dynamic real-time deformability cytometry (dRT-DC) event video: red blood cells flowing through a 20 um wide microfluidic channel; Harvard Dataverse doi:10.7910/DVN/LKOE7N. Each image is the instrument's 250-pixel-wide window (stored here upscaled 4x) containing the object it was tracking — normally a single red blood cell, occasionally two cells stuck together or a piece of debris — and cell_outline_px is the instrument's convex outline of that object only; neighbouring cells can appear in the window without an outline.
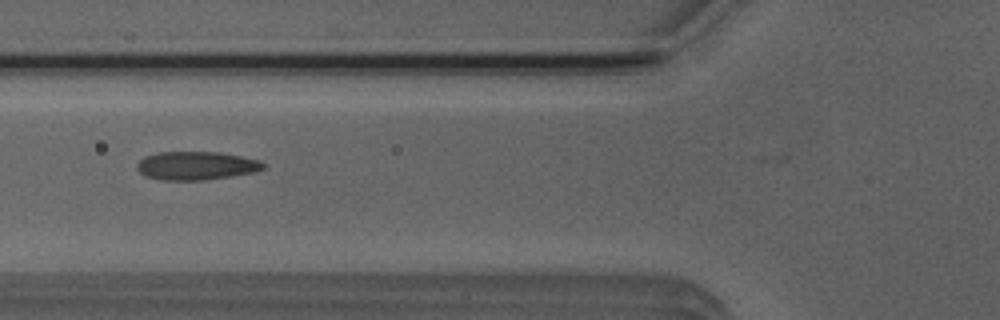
{"species": "Egyptian fruit bat (a non-hibernating species)", "species_latin": "Rousettus aegyptiacus", "temperature_condition": "room temperature", "stored_images_in_passage": 2, "camera_frame_rate_fps": 3000, "um_per_image_px": 0.085, "animal": {"sex": "male"}, "frame": {"image": 1, "passage_image": 2, "time_ms": 2.0, "image_size_px": [1000, 320], "cell_outline_px": [[264, 168], [256, 172], [232, 176], [204, 180], [164, 180], [144, 176], [136, 168], [136, 164], [144, 156], [156, 152], [220, 152], [260, 160], [264, 164]], "centroid_in_image_um": [16.66, 14.08], "position_along_channel_um": 109.1, "area_um2": 21.04}}